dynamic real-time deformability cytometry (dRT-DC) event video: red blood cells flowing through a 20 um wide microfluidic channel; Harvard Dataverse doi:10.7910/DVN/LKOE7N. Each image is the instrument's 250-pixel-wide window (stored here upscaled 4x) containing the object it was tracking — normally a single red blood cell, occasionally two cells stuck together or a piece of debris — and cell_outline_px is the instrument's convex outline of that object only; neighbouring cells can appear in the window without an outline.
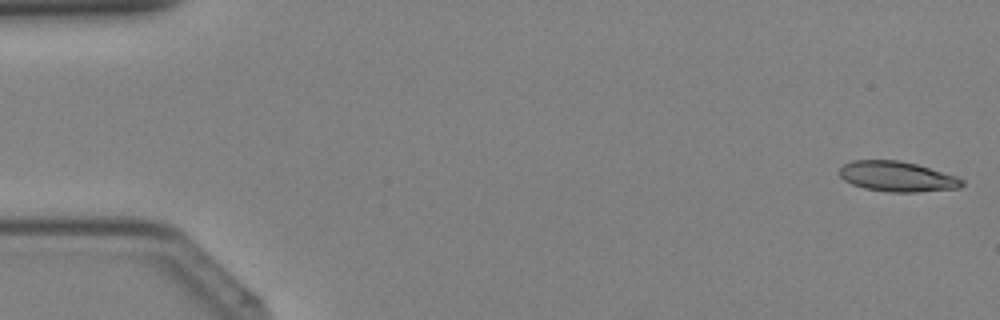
{"species": "Egyptian fruit bat (a non-hibernating species)", "species_latin": "Rousettus aegyptiacus", "temperature_condition": "cold", "stored_images_in_passage": 39, "camera_frame_rate_fps": 3000, "um_per_image_px": 0.085, "animal": {"sex": "female"}, "frame": {"image": 1, "passage_image": 1, "time_ms": 0.0, "image_size_px": [1000, 320], "cell_outline_px": [[964, 184], [960, 188], [916, 192], [888, 192], [864, 188], [852, 184], [844, 180], [840, 176], [840, 168], [844, 164], [852, 160], [900, 160], [916, 164], [956, 176], [964, 180]], "centroid_in_image_um": [76.26, 15.0], "position_along_channel_um": 8.7, "area_um2": 21.56}}
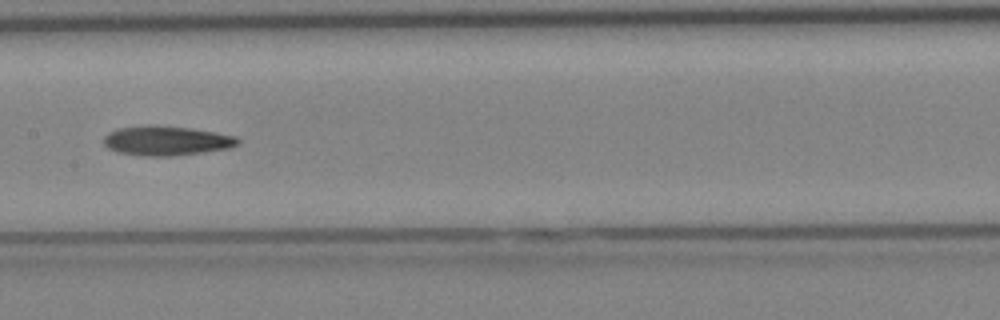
{"frame": {"image": 2, "passage_image": 20, "time_ms": 6.333, "image_size_px": [1000, 320], "cell_outline_px": [[240, 144], [228, 148], [200, 152], [168, 156], [148, 156], [120, 152], [108, 148], [104, 144], [104, 136], [108, 132], [120, 128], [144, 124], [156, 124], [192, 128], [216, 132], [236, 136], [240, 140]], "centroid_in_image_um": [14.15, 11.93], "position_along_channel_um": 193.2, "area_um2": 23.12}}
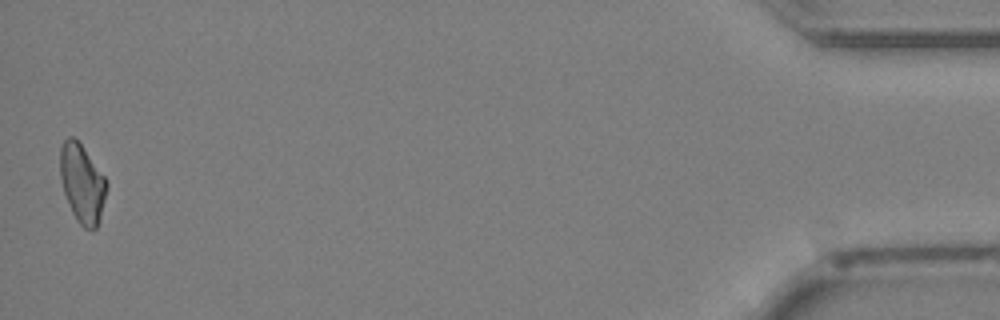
{"frame": {"image": 3, "passage_image": 39, "time_ms": 12.667, "image_size_px": [1000, 320], "cell_outline_px": [[108, 184], [100, 220], [96, 228], [92, 232], [84, 228], [76, 220], [72, 212], [64, 192], [60, 176], [60, 148], [64, 140], [68, 136], [72, 136], [80, 144], [104, 176]], "centroid_in_image_um": [6.98, 15.63], "position_along_channel_um": 428.2, "area_um2": 21.15}}